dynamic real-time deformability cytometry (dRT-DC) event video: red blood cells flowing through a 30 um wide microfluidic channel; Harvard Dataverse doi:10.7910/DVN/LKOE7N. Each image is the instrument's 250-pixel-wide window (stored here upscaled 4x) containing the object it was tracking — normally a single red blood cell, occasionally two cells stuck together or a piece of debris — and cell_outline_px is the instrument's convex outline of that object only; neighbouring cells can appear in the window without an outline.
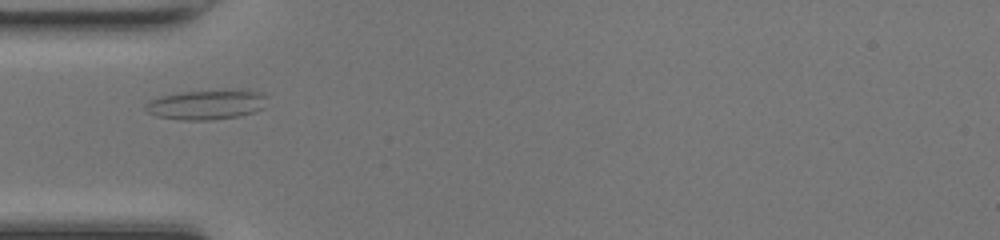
{"species": "common noctule bat (a hibernating species)", "species_latin": "Nyctalus noctula", "temperature_condition": "room temperature", "stored_images_in_passage": 35, "camera_frame_rate_fps": 3000, "um_per_image_px": 0.085, "animal": {"sex": "female", "body_mass_g": 17.0, "forearm_length_mm": 48.0}, "frame": {"image": 1, "passage_image": 1, "time_ms": 0.0, "image_size_px": [1000, 240], "cell_outline_px": [[268, 96], [264, 108], [256, 112], [240, 116], [208, 120], [184, 120], [156, 116], [148, 112], [144, 108], [144, 104], [160, 96], [184, 92], [244, 88], [260, 92]], "centroid_in_image_um": [17.64, 8.87], "position_along_channel_um": 67.4, "area_um2": 21.5}}
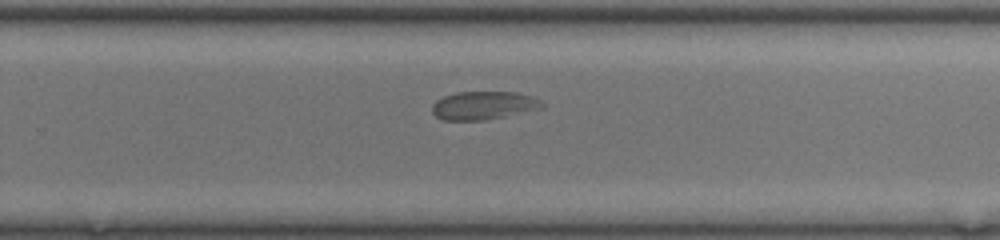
{"frame": {"image": 2, "passage_image": 17, "time_ms": 5.333, "image_size_px": [1000, 240], "cell_outline_px": [[544, 108], [484, 120], [444, 120], [436, 116], [432, 112], [432, 104], [436, 100], [444, 96], [456, 92], [516, 92], [532, 96], [540, 100], [544, 104]], "centroid_in_image_um": [41.1, 8.96], "position_along_channel_um": 288.7, "area_um2": 18.09}}
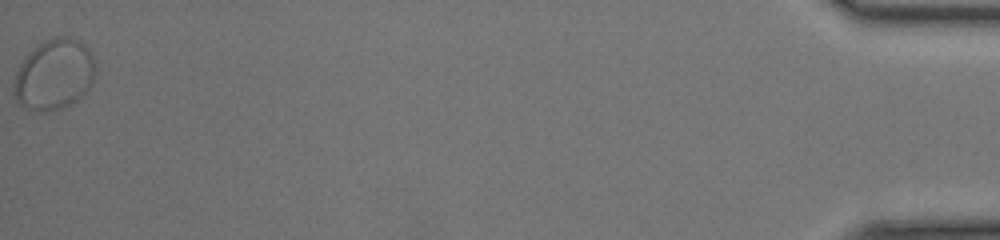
{"frame": {"image": 3, "passage_image": 35, "time_ms": 11.333, "image_size_px": [1000, 240], "cell_outline_px": [[96, 72], [92, 84], [72, 104], [64, 108], [44, 112], [20, 104], [16, 100], [12, 92], [12, 84], [16, 72], [20, 64], [28, 52], [32, 48], [44, 40], [56, 36], [68, 36], [84, 44], [88, 48], [96, 64]], "centroid_in_image_um": [4.6, 6.32], "position_along_channel_um": 430.6, "area_um2": 33.87}, "authors_computed_cell_mechanics": {"area_um2": 18.4382, "velocity_mm_per_s": 4.1484, "shape_relaxation_time_tau1_ms": null, "shape_relaxation_time_tau2_ms": 1.5101, "deformation_change_tau1": null, "deformation_change_tau2": 0.0478}}